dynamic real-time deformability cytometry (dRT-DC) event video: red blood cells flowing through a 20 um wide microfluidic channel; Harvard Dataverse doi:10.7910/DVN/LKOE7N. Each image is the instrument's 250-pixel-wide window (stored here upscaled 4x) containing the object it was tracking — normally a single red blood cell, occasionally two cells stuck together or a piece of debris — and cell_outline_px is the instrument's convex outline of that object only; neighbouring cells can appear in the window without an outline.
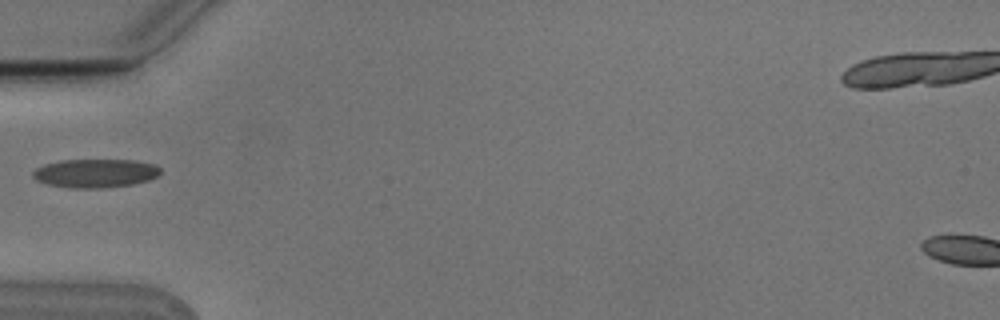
{"species": "Egyptian fruit bat (a non-hibernating species)", "species_latin": "Rousettus aegyptiacus", "temperature_condition": "cold", "stored_images_in_passage": 2, "camera_frame_rate_fps": 3000, "um_per_image_px": 0.085, "animal": {"sex": "male"}, "frame": {"image": 1, "passage_image": 1, "time_ms": 0.0, "image_size_px": [1000, 320], "cell_outline_px": [[160, 172], [156, 176], [148, 180], [132, 184], [100, 188], [68, 188], [48, 184], [36, 180], [32, 176], [32, 172], [36, 168], [44, 164], [60, 160], [136, 160], [156, 164], [160, 168]], "centroid_in_image_um": [8.08, 14.72], "position_along_channel_um": 76.9, "area_um2": 21.33}}